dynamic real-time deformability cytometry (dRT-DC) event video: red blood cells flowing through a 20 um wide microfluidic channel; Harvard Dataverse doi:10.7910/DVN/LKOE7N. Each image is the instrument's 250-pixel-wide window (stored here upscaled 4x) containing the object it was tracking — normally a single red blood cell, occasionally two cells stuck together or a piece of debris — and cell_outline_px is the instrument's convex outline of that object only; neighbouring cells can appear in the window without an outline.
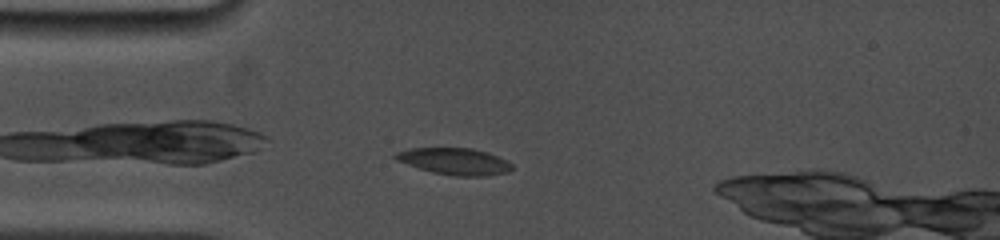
{"species": "common noctule bat (a hibernating species)", "species_latin": "Nyctalus noctula", "temperature_condition": "cold", "stored_images_in_passage": 32, "camera_frame_rate_fps": 5000, "um_per_image_px": 0.085, "animal": {"sex": "female", "body_mass_g": 19.0, "forearm_length_mm": 53.3}, "frame": {"image": 1, "passage_image": 1, "time_ms": 0.0, "image_size_px": [1000, 240], "cell_outline_px": [[512, 168], [508, 172], [484, 176], [456, 176], [432, 172], [396, 160], [392, 156], [396, 152], [412, 148], [472, 148], [488, 152], [512, 164]], "centroid_in_image_um": [38.62, 13.71], "position_along_channel_um": 46.4, "area_um2": 17.92}}
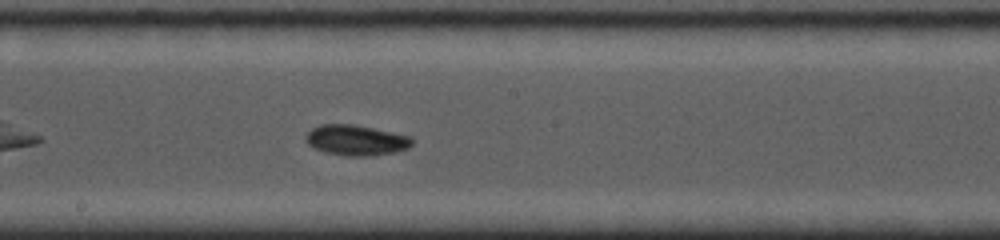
{"frame": {"image": 2, "passage_image": 15, "time_ms": 4.8, "image_size_px": [1000, 240], "cell_outline_px": [[412, 144], [408, 148], [396, 152], [372, 156], [344, 156], [324, 152], [312, 148], [304, 140], [304, 136], [312, 128], [320, 124], [352, 124], [412, 136]], "centroid_in_image_um": [30.23, 11.92], "position_along_channel_um": 218.0, "area_um2": 19.13}}
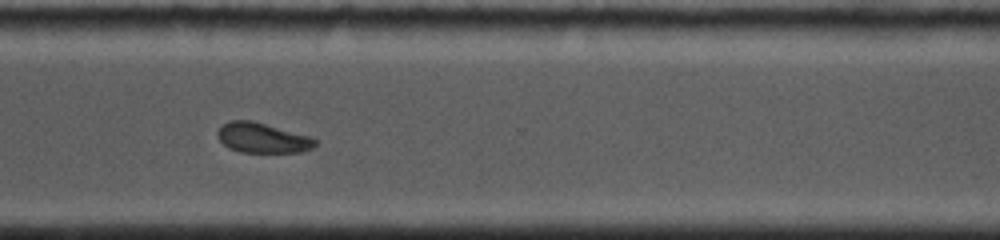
{"frame": {"image": 3, "passage_image": 26, "time_ms": 8.2, "image_size_px": [1000, 240], "cell_outline_px": [[316, 144], [312, 148], [300, 152], [240, 152], [228, 148], [220, 140], [216, 132], [224, 124], [232, 120], [252, 120], [312, 136], [316, 140]], "centroid_in_image_um": [22.33, 11.72], "position_along_channel_um": 348.3, "area_um2": 17.11}, "authors_computed_cell_mechanics": {"area_um2": 17.918, "velocity_mm_per_s": 3.8328, "shape_relaxation_time_tau1_ms": 6.494, "shape_relaxation_time_tau2_ms": 9.7362, "deformation_change_tau1": 0.0854, "deformation_change_tau2": 0.1412}}